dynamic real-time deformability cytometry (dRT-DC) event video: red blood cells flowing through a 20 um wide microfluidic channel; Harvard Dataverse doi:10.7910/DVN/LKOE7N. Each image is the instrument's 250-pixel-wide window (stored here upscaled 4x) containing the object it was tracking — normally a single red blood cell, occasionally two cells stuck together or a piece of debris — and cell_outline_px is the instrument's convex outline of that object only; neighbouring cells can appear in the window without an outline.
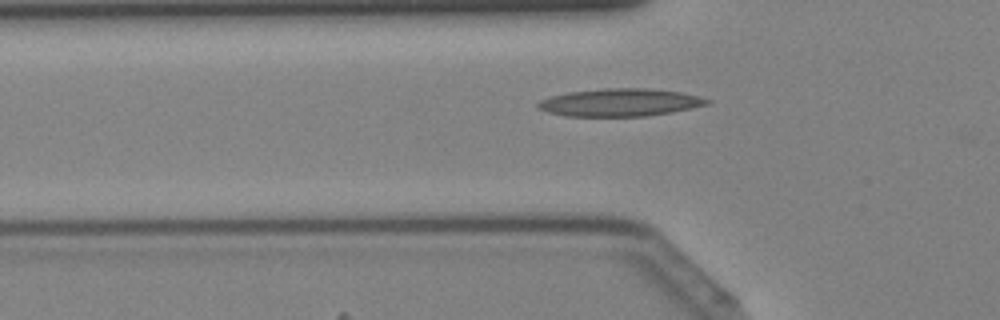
{"species": "Egyptian fruit bat (a non-hibernating species)", "species_latin": "Rousettus aegyptiacus", "temperature_condition": "cold", "stored_images_in_passage": 39, "camera_frame_rate_fps": 3000, "um_per_image_px": 0.085, "animal": {"sex": "female"}, "frame": {"image": 1, "passage_image": 10, "time_ms": 3.0, "image_size_px": [1000, 320], "cell_outline_px": [[712, 100], [708, 104], [672, 112], [648, 116], [564, 116], [548, 112], [536, 108], [536, 104], [540, 100], [548, 96], [568, 92], [604, 88], [644, 88], [680, 92]], "centroid_in_image_um": [52.63, 8.71], "position_along_channel_um": 73.2, "area_um2": 27.28}}
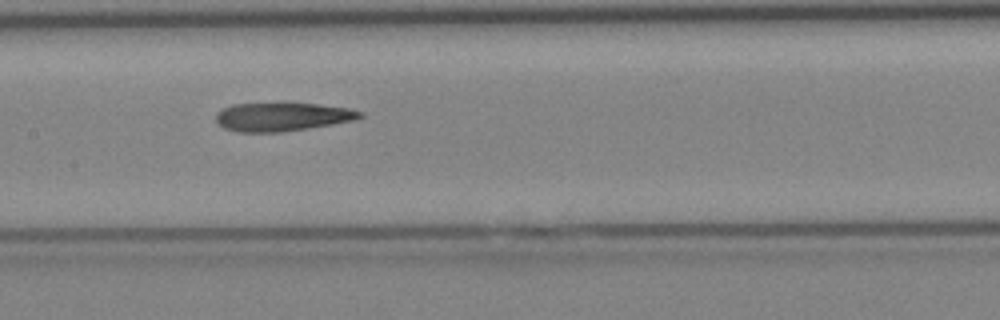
{"frame": {"image": 2, "passage_image": 17, "time_ms": 5.333, "image_size_px": [1000, 320], "cell_outline_px": [[364, 116], [356, 120], [308, 128], [280, 132], [236, 132], [224, 128], [216, 120], [216, 112], [232, 104], [316, 104], [352, 108], [364, 112]], "centroid_in_image_um": [24.03, 9.93], "position_along_channel_um": 183.4, "area_um2": 23.81}}
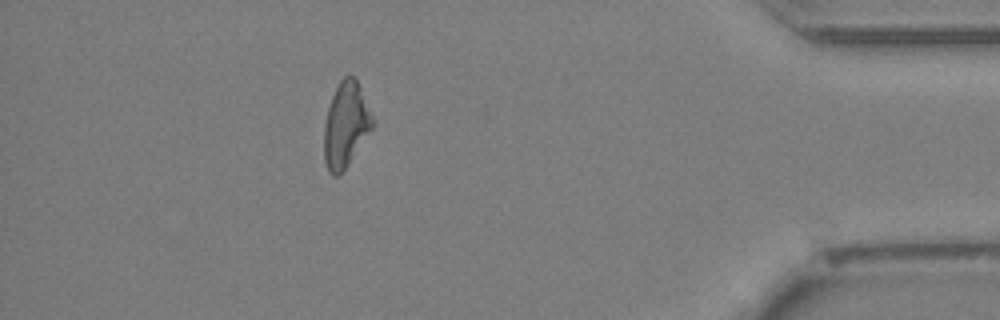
{"frame": {"image": 3, "passage_image": 34, "time_ms": 11.0, "image_size_px": [1000, 320], "cell_outline_px": [[376, 120], [372, 128], [348, 164], [336, 176], [332, 176], [328, 172], [324, 160], [324, 124], [328, 108], [332, 96], [340, 80], [344, 76], [356, 76]], "centroid_in_image_um": [29.41, 10.56], "position_along_channel_um": 405.8, "area_um2": 24.16}}